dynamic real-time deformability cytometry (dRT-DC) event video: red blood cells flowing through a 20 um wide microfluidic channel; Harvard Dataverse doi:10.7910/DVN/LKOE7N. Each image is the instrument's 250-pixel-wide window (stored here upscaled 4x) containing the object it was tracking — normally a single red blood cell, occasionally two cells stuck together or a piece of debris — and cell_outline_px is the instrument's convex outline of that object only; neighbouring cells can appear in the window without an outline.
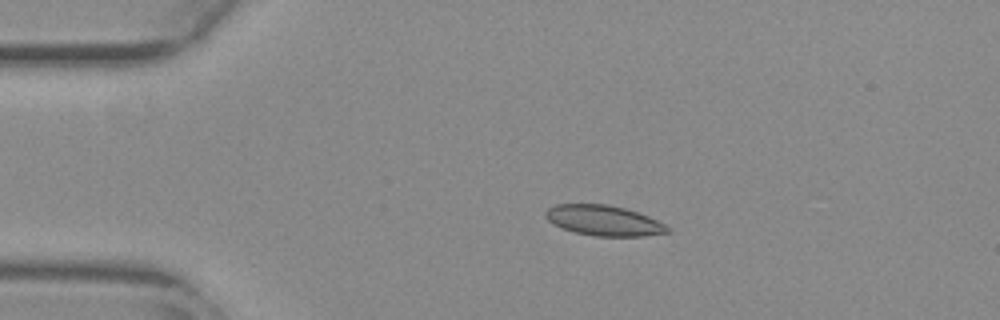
{"species": "common noctule bat (a hibernating species)", "species_latin": "Nyctalus noctula", "temperature_condition": "warm", "stored_images_in_passage": 54, "camera_frame_rate_fps": 3000, "um_per_image_px": 0.085, "animal": {"sex": "female", "body_mass_g": 29.2, "forearm_length_mm": 56.3}, "frame": {"image": 1, "passage_image": 11, "time_ms": 3.333, "image_size_px": [1000, 320], "cell_outline_px": [[672, 232], [644, 236], [596, 236], [576, 232], [564, 228], [548, 220], [544, 216], [544, 212], [548, 208], [556, 204], [608, 204], [624, 208], [648, 216], [672, 228]], "centroid_in_image_um": [51.35, 18.74], "position_along_channel_um": 33.6, "area_um2": 21.44}}
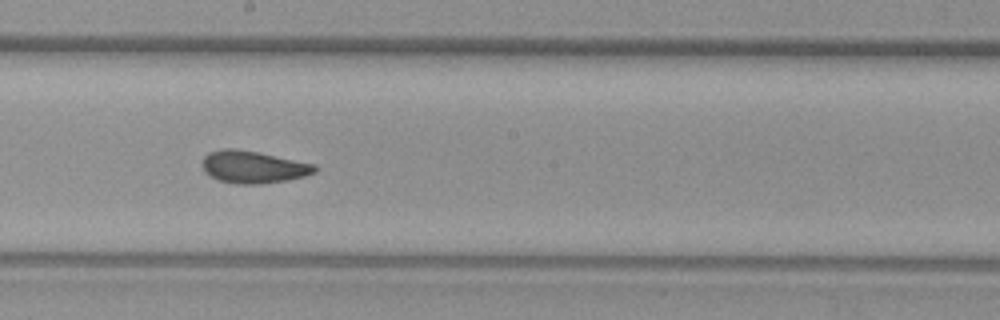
{"frame": {"image": 2, "passage_image": 30, "time_ms": 9.667, "image_size_px": [1000, 320], "cell_outline_px": [[320, 168], [316, 172], [304, 176], [288, 180], [260, 184], [236, 184], [220, 180], [208, 176], [204, 172], [200, 164], [204, 156], [208, 152], [224, 148], [236, 148], [260, 152], [316, 164]], "centroid_in_image_um": [21.52, 14.18], "position_along_channel_um": 226.7, "area_um2": 21.68}}
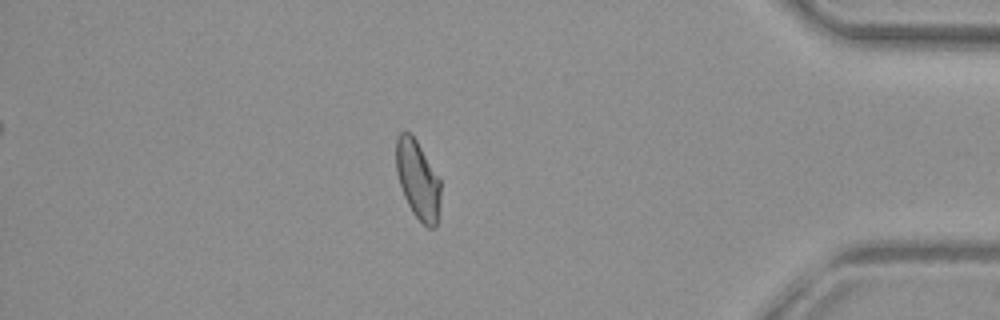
{"frame": {"image": 3, "passage_image": 47, "time_ms": 15.333, "image_size_px": [1000, 320], "cell_outline_px": [[440, 204], [436, 228], [428, 228], [412, 212], [404, 196], [396, 172], [396, 140], [400, 132], [408, 132], [416, 140], [440, 180]], "centroid_in_image_um": [35.51, 15.31], "position_along_channel_um": 399.7, "area_um2": 20.11}, "authors_computed_cell_mechanics": {"area_um2": 21.0392, "velocity_mm_per_s": 3.7581, "shape_relaxation_time_tau1_ms": null, "shape_relaxation_time_tau2_ms": 0.9606, "deformation_change_tau1": null, "deformation_change_tau2": 0.0688}}